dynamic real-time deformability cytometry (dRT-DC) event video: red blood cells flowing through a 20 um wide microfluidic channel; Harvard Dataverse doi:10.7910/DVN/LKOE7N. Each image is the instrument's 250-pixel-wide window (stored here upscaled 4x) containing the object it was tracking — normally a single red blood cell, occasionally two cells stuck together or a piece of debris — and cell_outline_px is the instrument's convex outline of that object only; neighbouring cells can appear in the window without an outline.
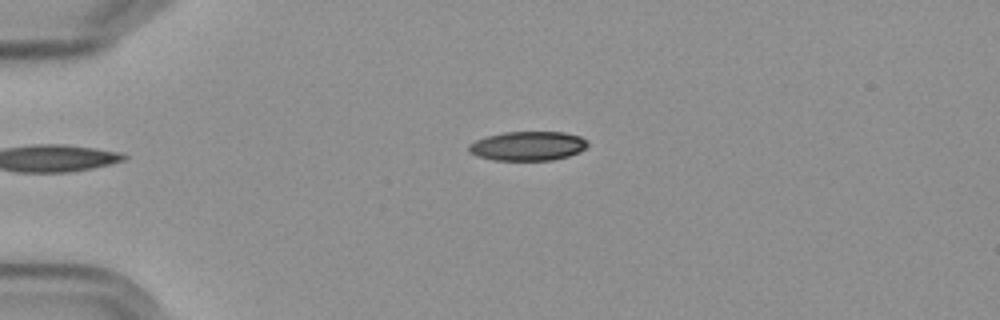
{"species": "Egyptian fruit bat (a non-hibernating species)", "species_latin": "Rousettus aegyptiacus", "temperature_condition": "cold", "stored_images_in_passage": 5, "camera_frame_rate_fps": 3000, "um_per_image_px": 0.085, "frame": {"image": 1, "passage_image": 5, "time_ms": 5.0, "image_size_px": [1000, 320], "cell_outline_px": [[588, 144], [580, 152], [568, 156], [552, 160], [492, 160], [468, 152], [468, 144], [476, 140], [488, 136], [504, 132], [564, 132], [580, 136], [588, 140]], "centroid_in_image_um": [44.88, 12.4], "position_along_channel_um": 40.1, "area_um2": 20.23}}